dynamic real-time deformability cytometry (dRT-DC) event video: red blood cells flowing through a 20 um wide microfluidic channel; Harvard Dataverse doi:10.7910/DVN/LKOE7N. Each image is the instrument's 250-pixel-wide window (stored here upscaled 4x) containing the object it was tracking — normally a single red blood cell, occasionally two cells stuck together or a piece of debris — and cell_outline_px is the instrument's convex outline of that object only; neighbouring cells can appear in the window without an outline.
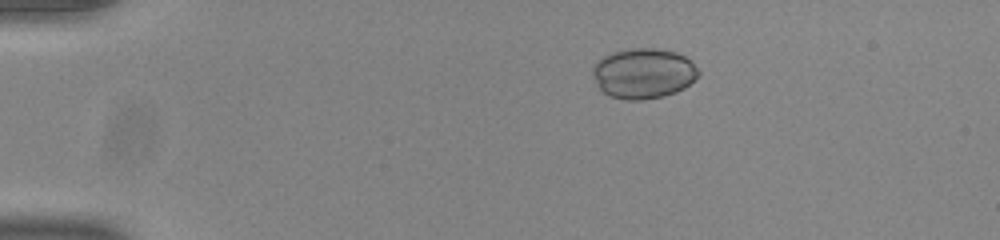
{"species": "common noctule bat (a hibernating species)", "species_latin": "Nyctalus noctula", "temperature_condition": "room temperature", "stored_images_in_passage": 54, "camera_frame_rate_fps": 3000, "um_per_image_px": 0.085, "animal": {"sex": "male", "body_mass_g": 20.0, "forearm_length_mm": 53.3}, "frame": {"image": 1, "passage_image": 11, "time_ms": 3.333, "image_size_px": [1000, 240], "cell_outline_px": [[700, 76], [684, 88], [676, 92], [664, 96], [644, 100], [624, 100], [608, 96], [600, 88], [592, 72], [592, 64], [596, 60], [612, 52], [632, 48], [656, 48], [676, 52], [692, 60], [700, 72]], "centroid_in_image_um": [54.71, 6.24], "position_along_channel_um": 30.3, "area_um2": 31.39}}
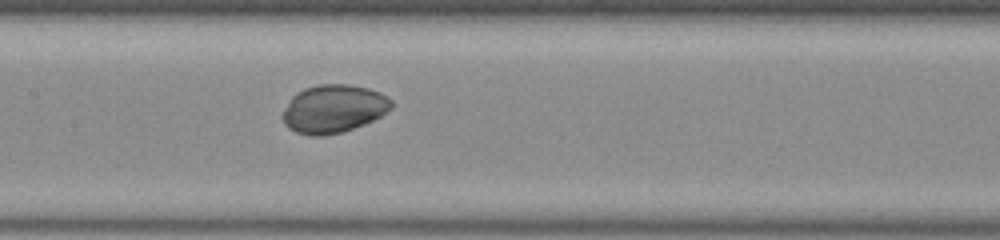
{"frame": {"image": 2, "passage_image": 28, "time_ms": 9.0, "image_size_px": [1000, 240], "cell_outline_px": [[392, 108], [380, 116], [364, 124], [340, 132], [324, 136], [308, 136], [296, 132], [288, 128], [284, 124], [280, 116], [284, 108], [292, 96], [296, 92], [304, 88], [320, 84], [348, 84], [368, 88], [380, 92], [392, 100]], "centroid_in_image_um": [28.31, 9.25], "position_along_channel_um": 179.1, "area_um2": 30.69}}
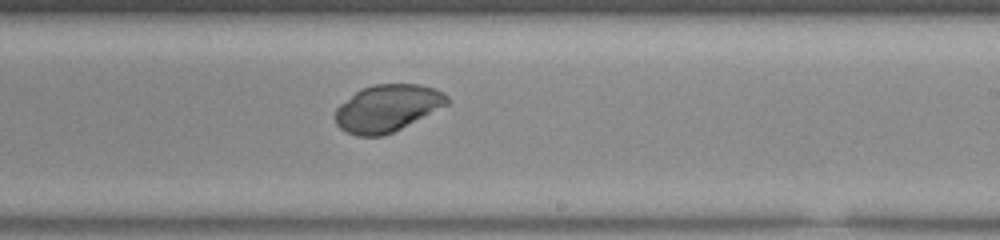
{"frame": {"image": 3, "passage_image": 34, "time_ms": 11.0, "image_size_px": [1000, 240], "cell_outline_px": [[448, 104], [384, 136], [356, 136], [340, 128], [336, 124], [336, 108], [340, 104], [360, 88], [372, 84], [420, 84], [436, 88], [444, 92], [448, 96]], "centroid_in_image_um": [32.92, 9.17], "position_along_channel_um": 256.1, "area_um2": 30.52}}